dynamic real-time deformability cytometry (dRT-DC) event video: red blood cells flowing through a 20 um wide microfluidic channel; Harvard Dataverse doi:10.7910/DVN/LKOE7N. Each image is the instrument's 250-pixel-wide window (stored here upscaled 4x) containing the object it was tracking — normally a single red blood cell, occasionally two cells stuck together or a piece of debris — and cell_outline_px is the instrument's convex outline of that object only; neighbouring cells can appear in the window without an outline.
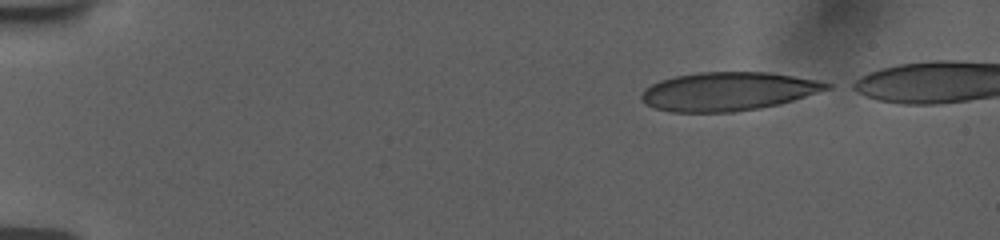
{"species": "human", "species_latin": "Homo sapiens", "temperature_condition": "room temperature", "stored_images_in_passage": 46, "camera_frame_rate_fps": 3000, "um_per_image_px": 0.085, "donor": {"sex": "female"}, "frame": {"image": 1, "passage_image": 1, "time_ms": 0.0, "image_size_px": [1000, 240], "cell_outline_px": [[832, 88], [780, 104], [760, 108], [732, 112], [672, 112], [656, 108], [644, 104], [640, 100], [640, 96], [644, 88], [660, 80], [676, 76], [696, 72], [768, 72], [820, 80], [832, 84]], "centroid_in_image_um": [61.88, 7.77], "position_along_channel_um": 23.1, "area_um2": 41.85}}
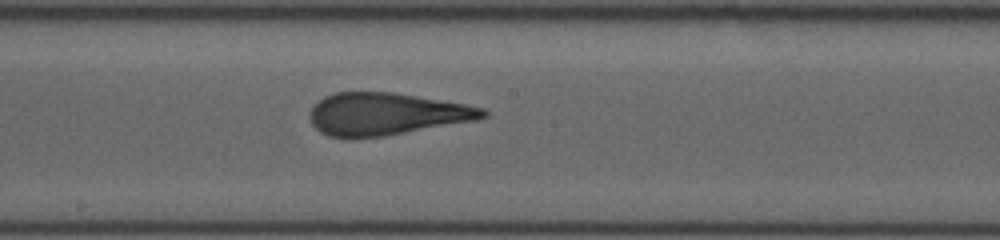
{"frame": {"image": 2, "passage_image": 25, "time_ms": 8.0, "image_size_px": [1000, 240], "cell_outline_px": [[488, 116], [476, 120], [384, 136], [328, 136], [320, 132], [312, 124], [308, 116], [308, 112], [324, 96], [336, 92], [392, 92], [464, 104], [484, 108], [488, 112]], "centroid_in_image_um": [32.82, 9.67], "position_along_channel_um": 215.4, "area_um2": 42.08}}
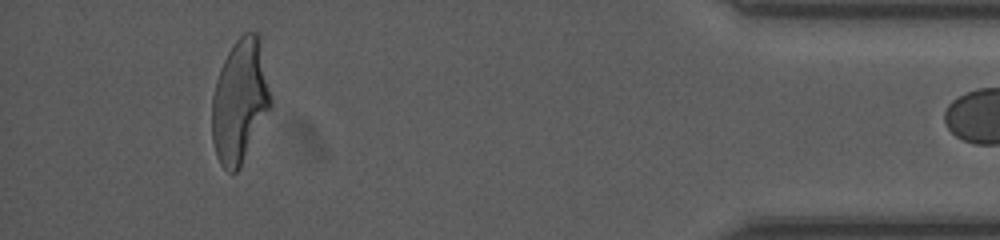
{"frame": {"image": 3, "passage_image": 45, "time_ms": 14.667, "image_size_px": [1000, 240], "cell_outline_px": [[272, 104], [240, 168], [236, 172], [228, 172], [220, 164], [216, 156], [212, 140], [212, 96], [216, 80], [220, 68], [228, 52], [236, 40], [244, 32], [260, 32], [272, 100]], "centroid_in_image_um": [20.4, 8.57], "position_along_channel_um": 414.8, "area_um2": 42.6}}